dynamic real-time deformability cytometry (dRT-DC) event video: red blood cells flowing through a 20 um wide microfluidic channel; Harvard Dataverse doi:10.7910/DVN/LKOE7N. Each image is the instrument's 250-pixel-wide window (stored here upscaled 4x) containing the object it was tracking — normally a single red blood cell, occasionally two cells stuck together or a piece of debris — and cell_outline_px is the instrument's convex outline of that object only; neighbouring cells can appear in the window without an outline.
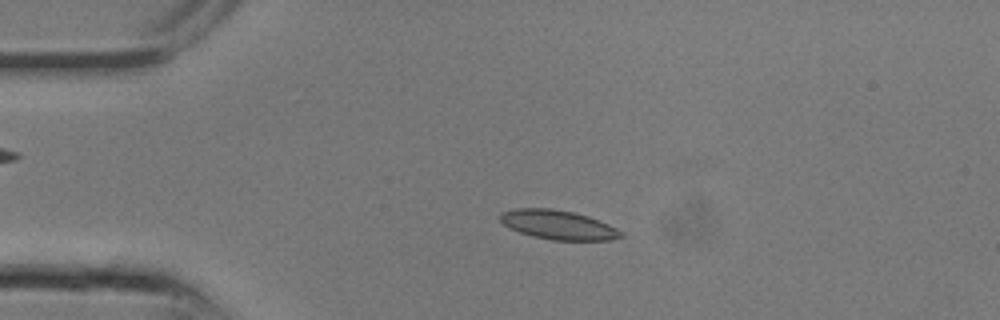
{"species": "common noctule bat (a hibernating species)", "species_latin": "Nyctalus noctula", "temperature_condition": "room temperature", "stored_images_in_passage": 7, "camera_frame_rate_fps": 3000, "um_per_image_px": 0.085, "animal": {"sex": "male", "body_mass_g": 13.3}, "frame": {"image": 1, "passage_image": 2, "time_ms": 0.333, "image_size_px": [1000, 320], "cell_outline_px": [[624, 236], [608, 240], [552, 240], [520, 232], [508, 228], [500, 220], [500, 212], [516, 208], [552, 208], [572, 212], [588, 216], [608, 224], [624, 232]], "centroid_in_image_um": [47.44, 19.1], "position_along_channel_um": 37.6, "area_um2": 20.46}}
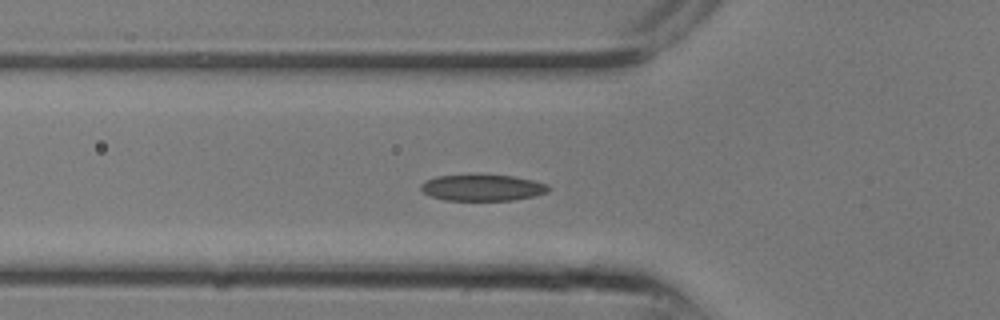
{"frame": {"image": 2, "passage_image": 5, "time_ms": 1.333, "image_size_px": [1000, 320], "cell_outline_px": [[552, 188], [548, 192], [536, 196], [512, 200], [444, 200], [432, 196], [424, 192], [420, 188], [420, 184], [424, 180], [436, 176], [516, 176], [548, 184]], "centroid_in_image_um": [41.05, 15.97], "position_along_channel_um": 84.8, "area_um2": 19.36}}
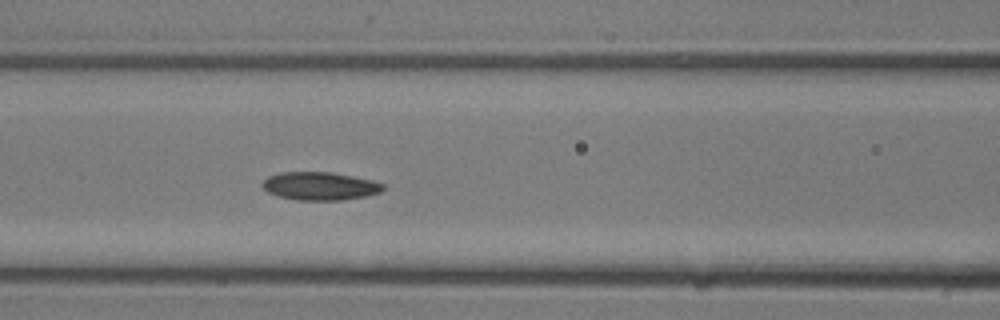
{"frame": {"image": 3, "passage_image": 7, "time_ms": 2.0, "image_size_px": [1000, 320], "cell_outline_px": [[384, 188], [380, 192], [364, 196], [344, 200], [296, 200], [280, 196], [268, 192], [260, 184], [268, 176], [280, 172], [332, 172], [372, 180], [384, 184]], "centroid_in_image_um": [27.18, 15.81], "position_along_channel_um": 139.4, "area_um2": 19.71}}